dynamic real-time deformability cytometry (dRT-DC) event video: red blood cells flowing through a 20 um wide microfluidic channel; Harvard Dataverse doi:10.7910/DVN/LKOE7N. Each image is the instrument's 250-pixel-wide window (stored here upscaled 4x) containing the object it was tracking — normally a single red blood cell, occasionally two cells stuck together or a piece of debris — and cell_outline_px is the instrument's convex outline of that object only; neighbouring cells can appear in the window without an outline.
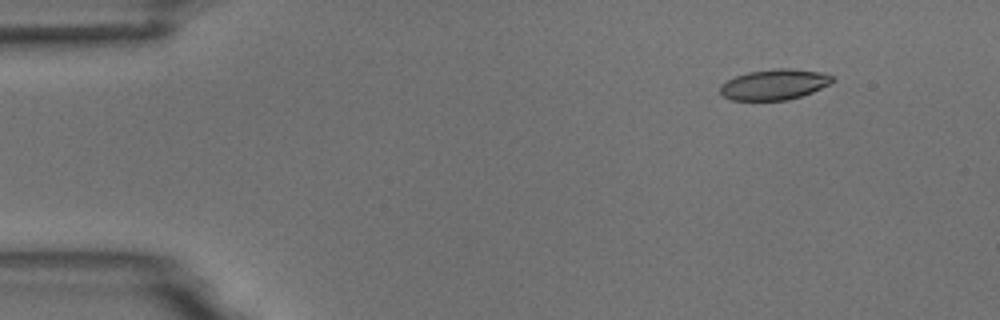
{"species": "common noctule bat (a hibernating species)", "species_latin": "Nyctalus noctula", "temperature_condition": "room temperature", "stored_images_in_passage": 4, "camera_frame_rate_fps": 3000, "um_per_image_px": 0.085, "animal": {"sex": "male", "body_mass_g": 18.8}, "frame": {"image": 1, "passage_image": 1, "time_ms": 0.0, "image_size_px": [1000, 320], "cell_outline_px": [[836, 80], [812, 92], [788, 100], [732, 100], [724, 96], [720, 92], [720, 84], [736, 76], [748, 72], [776, 68], [792, 68], [820, 72], [832, 76]], "centroid_in_image_um": [65.81, 7.17], "position_along_channel_um": 19.2, "area_um2": 19.88}}
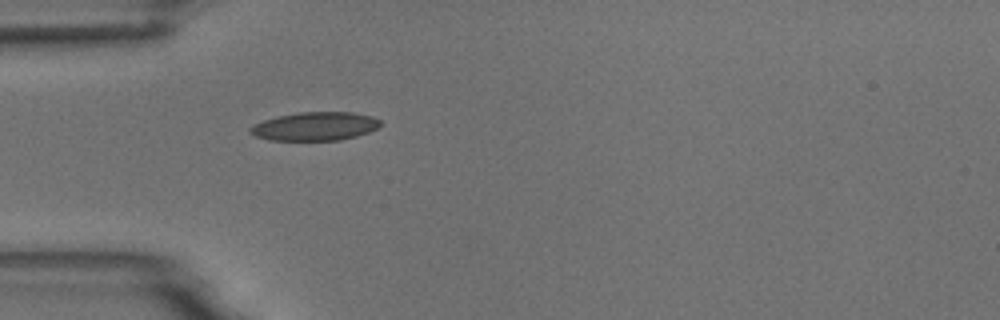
{"frame": {"image": 2, "passage_image": 4, "time_ms": 3.333, "image_size_px": [1000, 320], "cell_outline_px": [[380, 124], [376, 128], [368, 132], [356, 136], [340, 140], [268, 140], [256, 136], [248, 132], [248, 128], [252, 124], [276, 116], [300, 112], [352, 112], [372, 116], [380, 120]], "centroid_in_image_um": [26.73, 10.73], "position_along_channel_um": 58.3, "area_um2": 21.68}}